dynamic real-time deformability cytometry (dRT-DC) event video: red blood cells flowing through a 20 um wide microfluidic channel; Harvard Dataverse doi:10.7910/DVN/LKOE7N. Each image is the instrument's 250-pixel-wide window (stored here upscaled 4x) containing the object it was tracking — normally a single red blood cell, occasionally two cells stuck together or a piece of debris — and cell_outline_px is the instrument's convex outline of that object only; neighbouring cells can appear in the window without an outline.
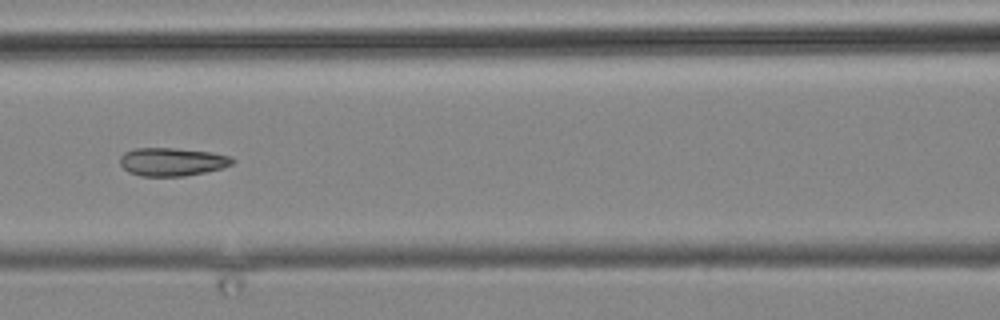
{"species": "common noctule bat (a hibernating species)", "species_latin": "Nyctalus noctula", "temperature_condition": "cold", "stored_images_in_passage": 19, "camera_frame_rate_fps": 3000, "um_per_image_px": 0.085, "animal": {"sex": "male", "body_mass_g": 19.2, "forearm_length_mm": 51.8}, "frame": {"image": 1, "passage_image": 14, "time_ms": 15.333, "image_size_px": [1000, 320], "cell_outline_px": [[236, 160], [232, 164], [220, 168], [204, 172], [184, 176], [140, 176], [128, 172], [120, 164], [120, 156], [124, 152], [136, 148], [176, 148], [212, 152], [232, 156]], "centroid_in_image_um": [14.63, 13.74], "position_along_channel_um": 152.0, "area_um2": 18.55}}
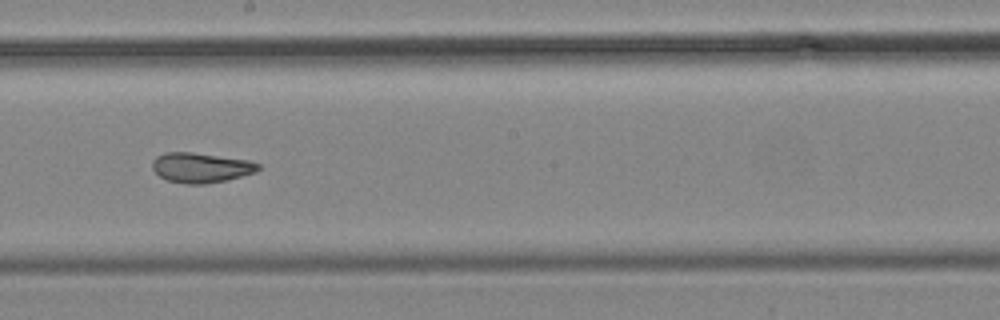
{"frame": {"image": 2, "passage_image": 16, "time_ms": 17.667, "image_size_px": [1000, 320], "cell_outline_px": [[260, 168], [256, 172], [224, 180], [204, 184], [188, 184], [168, 180], [160, 176], [152, 168], [152, 160], [156, 156], [164, 152], [192, 152], [248, 160], [260, 164]], "centroid_in_image_um": [17.05, 14.23], "position_along_channel_um": 231.1, "area_um2": 18.32}}
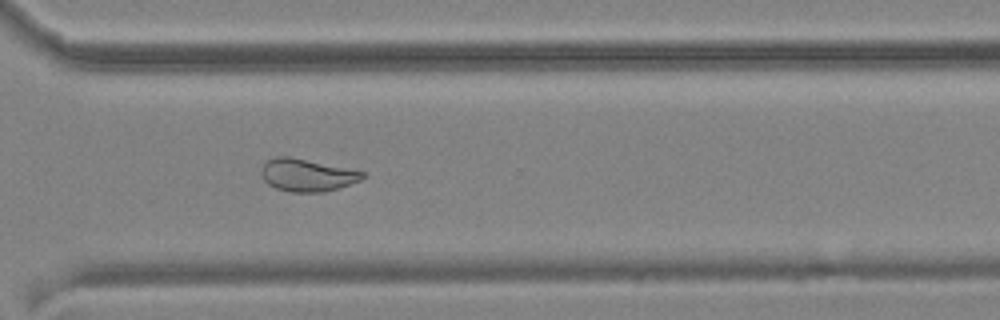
{"frame": {"image": 3, "passage_image": 19, "time_ms": 21.0, "image_size_px": [1000, 320], "cell_outline_px": [[368, 176], [360, 180], [324, 192], [292, 192], [276, 188], [268, 184], [264, 180], [260, 172], [260, 168], [268, 160], [276, 156], [288, 156], [364, 172]], "centroid_in_image_um": [26.06, 14.88], "position_along_channel_um": 344.5, "area_um2": 18.9}}